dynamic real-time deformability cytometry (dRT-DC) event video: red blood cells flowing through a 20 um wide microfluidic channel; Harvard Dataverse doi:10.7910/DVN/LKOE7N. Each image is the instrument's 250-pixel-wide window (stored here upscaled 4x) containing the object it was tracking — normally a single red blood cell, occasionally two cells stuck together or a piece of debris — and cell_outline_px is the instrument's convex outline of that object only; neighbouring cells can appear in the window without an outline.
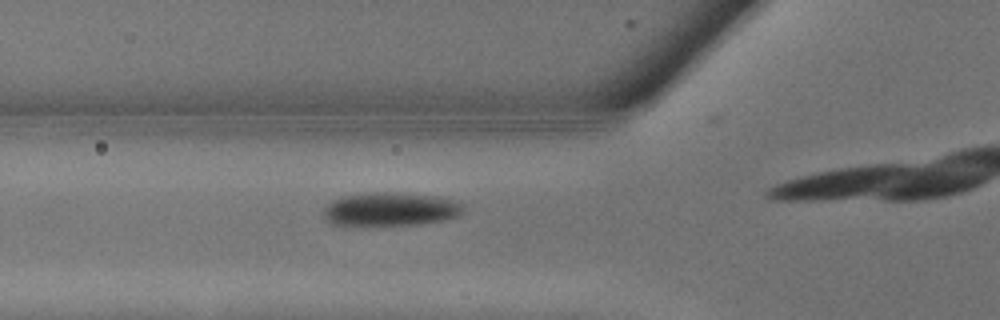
{"species": "common noctule bat (a hibernating species)", "species_latin": "Nyctalus noctula", "temperature_condition": "warm", "stored_images_in_passage": 7, "camera_frame_rate_fps": 3000, "um_per_image_px": 0.085, "animal": {"sex": "male", "body_mass_g": 13.3}, "frame": {"image": 1, "passage_image": 5, "time_ms": 1.333, "image_size_px": [1000, 320], "cell_outline_px": [[464, 212], [460, 216], [444, 220], [420, 224], [376, 228], [360, 228], [332, 224], [324, 220], [324, 208], [328, 204], [344, 196], [368, 192], [388, 192], [436, 196], [460, 200], [464, 204]], "centroid_in_image_um": [33.2, 17.84], "position_along_channel_um": 92.6, "area_um2": 28.73}}